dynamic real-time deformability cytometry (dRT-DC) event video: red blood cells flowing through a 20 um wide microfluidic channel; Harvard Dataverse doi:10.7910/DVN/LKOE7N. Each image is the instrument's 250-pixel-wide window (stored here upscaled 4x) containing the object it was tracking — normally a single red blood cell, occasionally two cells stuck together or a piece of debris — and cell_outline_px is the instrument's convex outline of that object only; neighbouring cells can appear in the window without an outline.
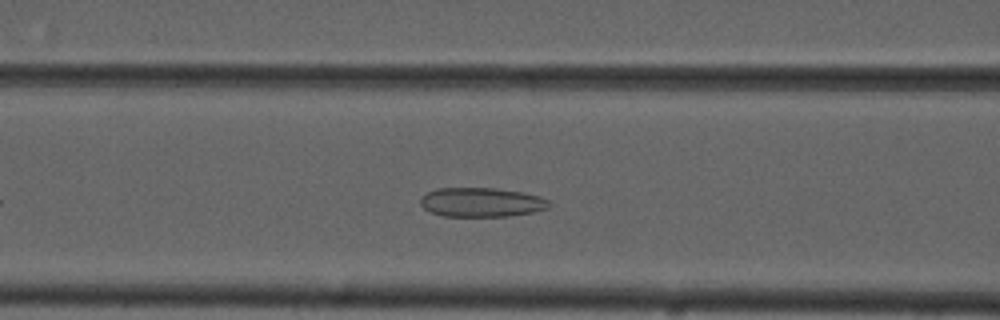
{"species": "common noctule bat (a hibernating species)", "species_latin": "Nyctalus noctula", "temperature_condition": "cold", "stored_images_in_passage": 38, "camera_frame_rate_fps": 3000, "um_per_image_px": 0.085, "animal": {"sex": "male", "forearm_length_mm": 52.5}, "frame": {"image": 1, "passage_image": 12, "time_ms": 3.667, "image_size_px": [1000, 320], "cell_outline_px": [[552, 204], [548, 208], [532, 212], [508, 216], [444, 216], [428, 212], [420, 204], [420, 196], [436, 188], [496, 188], [524, 192], [540, 196], [548, 200]], "centroid_in_image_um": [40.91, 17.19], "position_along_channel_um": 125.7, "area_um2": 22.14}}
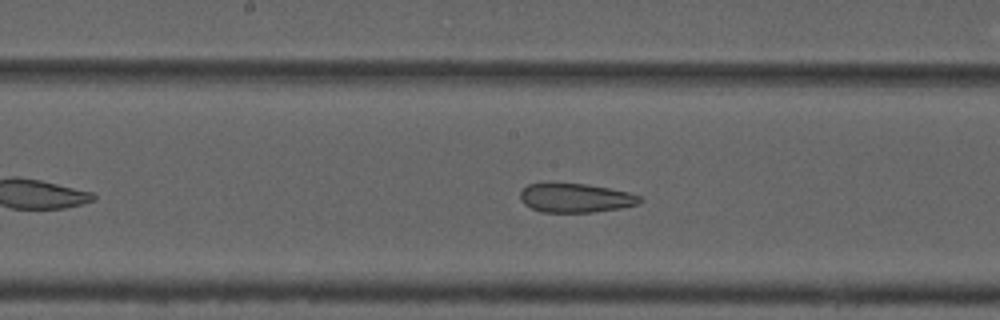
{"frame": {"image": 2, "passage_image": 18, "time_ms": 5.667, "image_size_px": [1000, 320], "cell_outline_px": [[644, 200], [640, 204], [620, 208], [592, 212], [540, 212], [524, 204], [520, 200], [520, 192], [528, 184], [584, 184], [608, 188], [628, 192], [640, 196]], "centroid_in_image_um": [48.94, 16.84], "position_along_channel_um": 199.3, "area_um2": 20.06}}
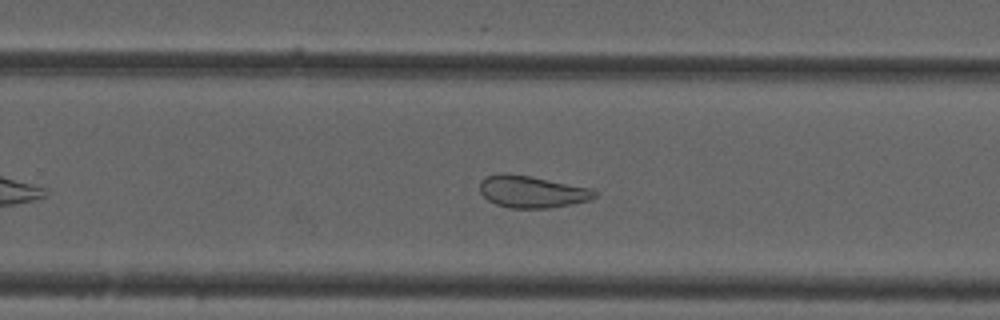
{"frame": {"image": 3, "passage_image": 25, "time_ms": 8.0, "image_size_px": [1000, 320], "cell_outline_px": [[596, 196], [592, 200], [548, 208], [508, 208], [496, 204], [488, 200], [480, 192], [480, 184], [488, 176], [528, 176], [592, 188], [596, 192]], "centroid_in_image_um": [45.29, 16.35], "position_along_channel_um": 284.5, "area_um2": 20.63}, "authors_computed_cell_mechanics": {"area_um2": 22.4553, "velocity_mm_per_s": 3.6808, "shape_relaxation_time_tau1_ms": null, "shape_relaxation_time_tau2_ms": 2.2135, "deformation_change_tau1": null, "deformation_change_tau2": 0.0971}}